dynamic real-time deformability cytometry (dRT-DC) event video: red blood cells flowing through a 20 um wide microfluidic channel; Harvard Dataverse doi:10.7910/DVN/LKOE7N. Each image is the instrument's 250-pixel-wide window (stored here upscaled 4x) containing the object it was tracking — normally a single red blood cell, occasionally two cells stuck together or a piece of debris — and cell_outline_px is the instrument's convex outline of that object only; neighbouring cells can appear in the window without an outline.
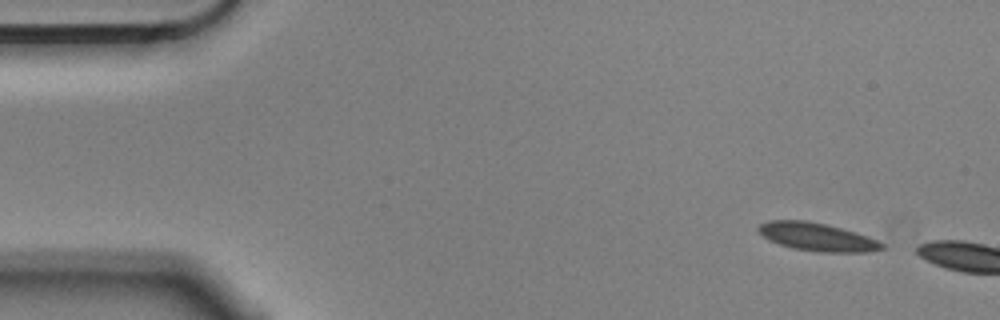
{"species": "Egyptian fruit bat (a non-hibernating species)", "species_latin": "Rousettus aegyptiacus", "temperature_condition": "cold", "stored_images_in_passage": 2, "camera_frame_rate_fps": 3000, "um_per_image_px": 0.085, "animal": {"sex": "male"}, "frame": {"image": 1, "passage_image": 1, "time_ms": 0.0, "image_size_px": [1000, 320], "cell_outline_px": [[884, 248], [868, 252], [820, 252], [792, 248], [768, 240], [756, 228], [760, 224], [768, 220], [808, 220], [856, 232], [868, 236], [884, 244]], "centroid_in_image_um": [69.44, 20.13], "position_along_channel_um": 15.6, "area_um2": 20.11}}